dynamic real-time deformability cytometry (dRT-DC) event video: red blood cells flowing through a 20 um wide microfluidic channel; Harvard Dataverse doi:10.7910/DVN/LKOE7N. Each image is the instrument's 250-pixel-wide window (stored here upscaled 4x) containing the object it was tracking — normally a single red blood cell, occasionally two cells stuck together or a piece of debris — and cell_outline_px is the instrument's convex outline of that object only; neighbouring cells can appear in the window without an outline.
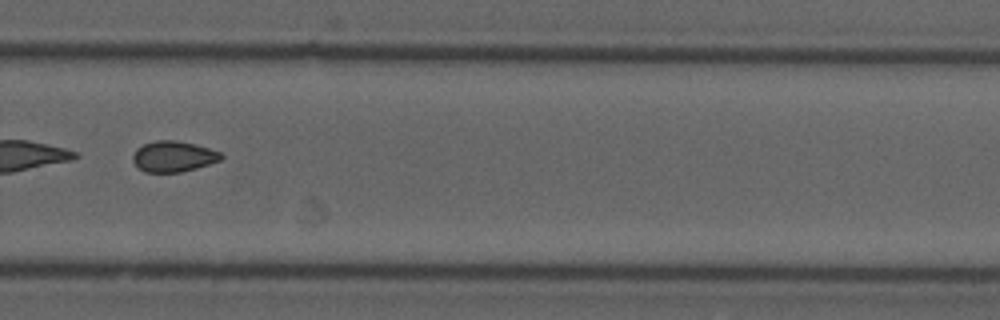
{"species": "common noctule bat (a hibernating species)", "species_latin": "Nyctalus noctula", "temperature_condition": "cold", "stored_images_in_passage": 54, "segment_of_instrument_passage": [2, 2], "camera_frame_rate_fps": 3000, "um_per_image_px": 0.085, "animal": {"sex": "male", "forearm_length_mm": 52.5}, "frame": {"image": 1, "passage_image": 38, "time_ms": 12.333, "image_size_px": [1000, 320], "cell_outline_px": [[224, 156], [220, 160], [196, 168], [180, 172], [144, 172], [132, 160], [132, 156], [136, 148], [144, 144], [156, 140], [176, 140], [196, 144], [220, 152]], "centroid_in_image_um": [14.73, 13.29], "position_along_channel_um": 315.1, "area_um2": 15.78}}